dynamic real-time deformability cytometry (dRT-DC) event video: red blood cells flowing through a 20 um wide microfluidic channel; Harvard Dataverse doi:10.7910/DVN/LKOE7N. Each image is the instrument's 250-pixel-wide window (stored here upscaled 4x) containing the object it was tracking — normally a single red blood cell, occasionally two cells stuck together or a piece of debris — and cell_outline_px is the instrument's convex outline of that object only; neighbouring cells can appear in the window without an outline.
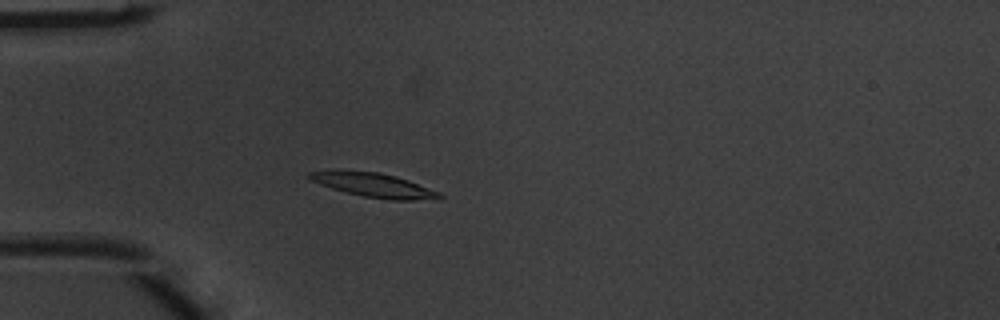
{"species": "common noctule bat (a hibernating species)", "species_latin": "Nyctalus noctula", "temperature_condition": "warm", "stored_images_in_passage": 5, "camera_frame_rate_fps": 3000, "um_per_image_px": 0.085, "animal": {"sex": "male", "body_mass_g": 20.1, "forearm_length_mm": 53.5}, "frame": {"image": 1, "passage_image": 5, "time_ms": 1.333, "image_size_px": [1000, 320], "cell_outline_px": [[444, 196], [440, 200], [392, 200], [364, 196], [332, 188], [308, 180], [304, 176], [308, 172], [336, 168], [340, 168], [380, 172], [396, 176], [408, 180], [440, 192]], "centroid_in_image_um": [31.71, 15.69], "position_along_channel_um": 53.3, "area_um2": 19.02}}